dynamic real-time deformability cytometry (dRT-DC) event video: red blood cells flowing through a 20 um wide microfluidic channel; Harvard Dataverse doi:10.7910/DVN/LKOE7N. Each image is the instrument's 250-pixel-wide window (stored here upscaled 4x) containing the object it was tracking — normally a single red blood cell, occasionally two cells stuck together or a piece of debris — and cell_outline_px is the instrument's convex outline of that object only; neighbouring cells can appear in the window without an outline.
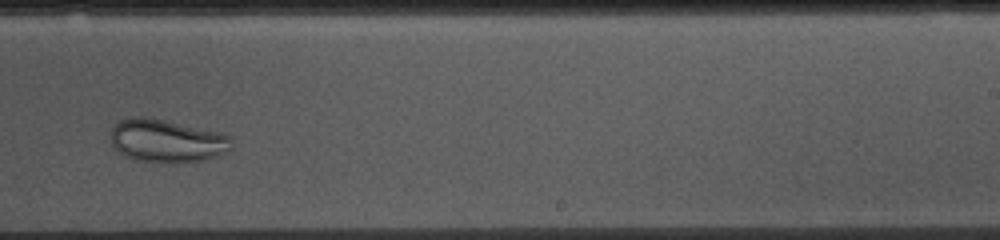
{"species": "common noctule bat (a hibernating species)", "species_latin": "Nyctalus noctula", "temperature_condition": "cold", "stored_images_in_passage": 38, "camera_frame_rate_fps": 3000, "um_per_image_px": 0.085, "animal": {"sex": "female", "body_mass_g": 10.0, "forearm_length_mm": 53.1}, "frame": {"image": 1, "passage_image": 27, "time_ms": 8.667, "image_size_px": [1000, 240], "cell_outline_px": [[232, 148], [228, 152], [216, 156], [200, 160], [180, 164], [132, 160], [124, 156], [112, 144], [112, 128], [120, 120], [132, 116], [144, 116], [164, 120], [220, 132], [232, 136]], "centroid_in_image_um": [14.2, 11.98], "position_along_channel_um": 274.8, "area_um2": 30.58}}
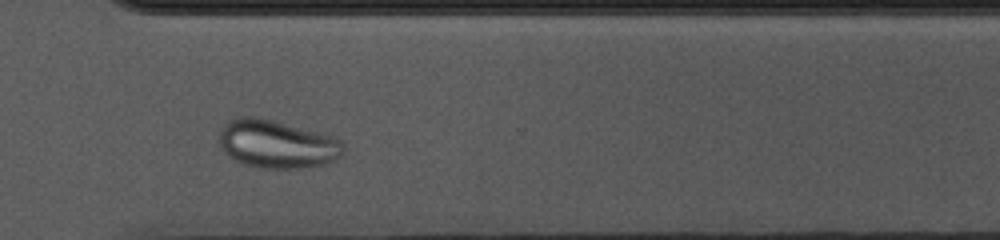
{"frame": {"image": 2, "passage_image": 33, "time_ms": 10.667, "image_size_px": [1000, 240], "cell_outline_px": [[344, 156], [324, 164], [300, 168], [260, 168], [236, 160], [228, 156], [224, 152], [220, 144], [220, 128], [228, 120], [240, 116], [256, 116], [336, 136], [344, 144]], "centroid_in_image_um": [23.57, 12.23], "position_along_channel_um": 347.0, "area_um2": 35.03}}
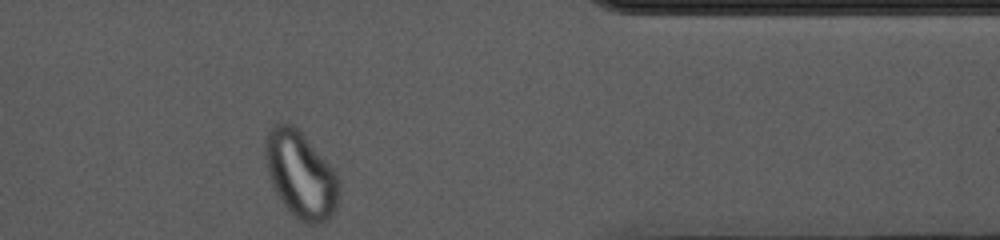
{"frame": {"image": 3, "passage_image": 38, "time_ms": 12.333, "image_size_px": [1000, 240], "cell_outline_px": [[340, 184], [336, 208], [328, 220], [324, 224], [304, 224], [280, 200], [272, 184], [268, 172], [264, 156], [264, 136], [268, 128], [272, 124], [292, 124], [304, 136], [332, 168], [340, 180]], "centroid_in_image_um": [25.54, 14.85], "position_along_channel_um": 385.9, "area_um2": 37.11}}